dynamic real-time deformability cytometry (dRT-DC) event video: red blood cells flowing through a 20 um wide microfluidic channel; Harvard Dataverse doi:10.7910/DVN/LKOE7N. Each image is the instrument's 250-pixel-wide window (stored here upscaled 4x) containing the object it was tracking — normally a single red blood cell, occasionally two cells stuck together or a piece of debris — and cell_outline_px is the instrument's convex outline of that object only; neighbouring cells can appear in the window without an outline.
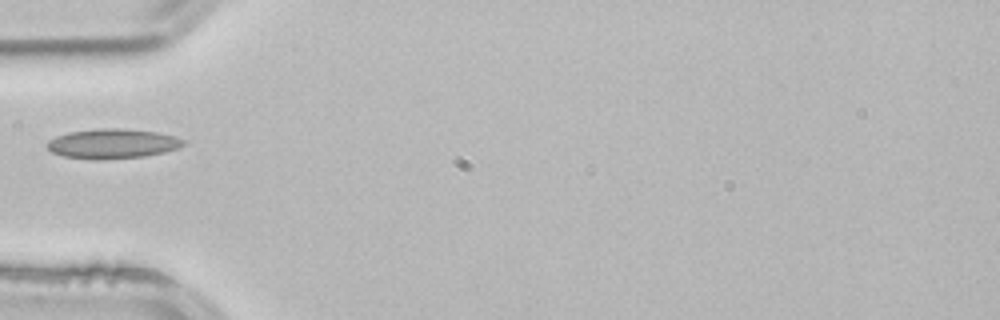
{"species": "common noctule bat (a hibernating species)", "species_latin": "Nyctalus noctula", "temperature_condition": "room temperature", "stored_images_in_passage": 3, "camera_frame_rate_fps": 3000, "um_per_image_px": 0.085, "animal": {"sex": "male", "body_mass_g": 21.5, "forearm_length_mm": 52.0}, "frame": {"image": 1, "passage_image": 3, "time_ms": 0.667, "image_size_px": [1000, 320], "cell_outline_px": [[188, 144], [164, 152], [144, 156], [96, 160], [64, 156], [52, 152], [44, 144], [48, 140], [56, 136], [68, 132], [96, 128], [124, 128], [156, 132], [176, 136], [188, 140]], "centroid_in_image_um": [9.58, 12.2], "position_along_channel_um": 75.4, "area_um2": 23.87}}